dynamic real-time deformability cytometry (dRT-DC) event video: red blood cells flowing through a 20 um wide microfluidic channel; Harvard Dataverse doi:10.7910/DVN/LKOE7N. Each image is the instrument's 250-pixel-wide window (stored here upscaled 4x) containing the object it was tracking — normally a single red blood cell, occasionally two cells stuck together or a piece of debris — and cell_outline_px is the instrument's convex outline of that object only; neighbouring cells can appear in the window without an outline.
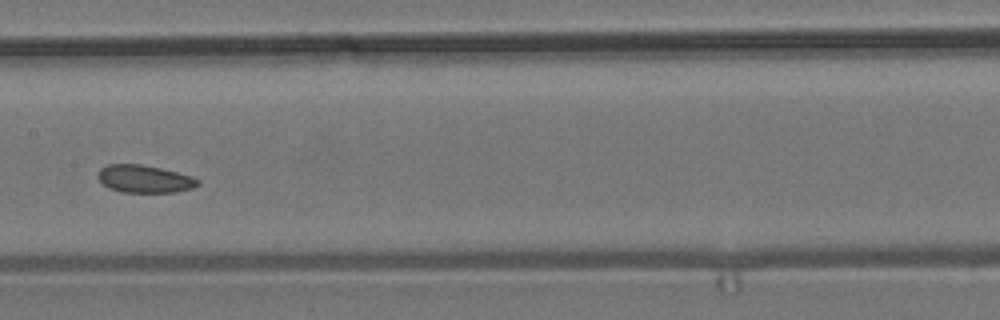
{"species": "common noctule bat (a hibernating species)", "species_latin": "Nyctalus noctula", "temperature_condition": "room temperature", "stored_images_in_passage": 14, "camera_frame_rate_fps": 3000, "um_per_image_px": 0.085, "animal": {"sex": "male", "body_mass_g": 19.2, "forearm_length_mm": 51.8}, "frame": {"image": 1, "passage_image": 7, "time_ms": 8.0, "image_size_px": [1000, 320], "cell_outline_px": [[200, 184], [192, 188], [176, 192], [120, 192], [108, 188], [96, 176], [96, 172], [100, 168], [108, 164], [140, 164], [160, 168], [192, 176], [200, 180]], "centroid_in_image_um": [12.25, 15.21], "position_along_channel_um": 195.1, "area_um2": 16.18}}
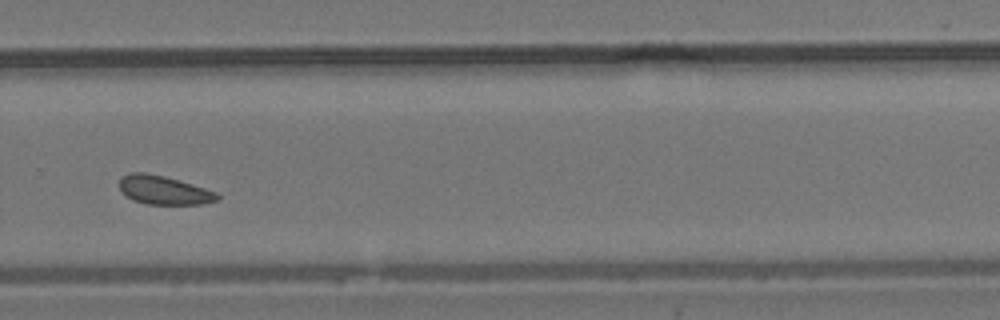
{"frame": {"image": 2, "passage_image": 10, "time_ms": 11.333, "image_size_px": [1000, 320], "cell_outline_px": [[220, 196], [216, 200], [200, 204], [148, 204], [132, 200], [120, 192], [120, 180], [128, 172], [144, 172], [164, 176], [204, 188], [216, 192]], "centroid_in_image_um": [13.87, 16.16], "position_along_channel_um": 315.9, "area_um2": 16.18}}
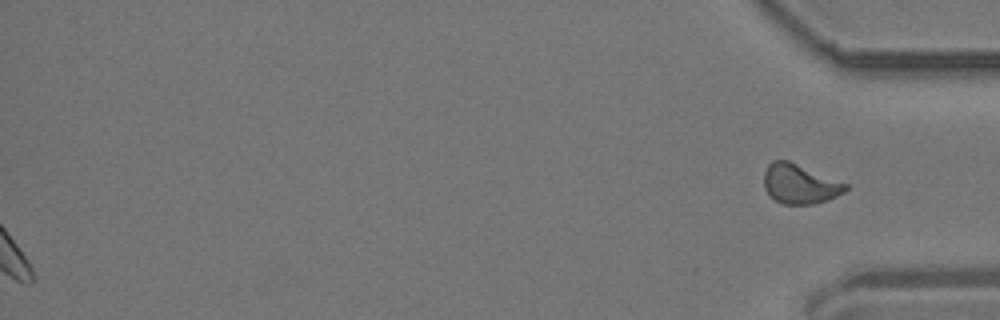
{"frame": {"image": 3, "passage_image": 14, "time_ms": 17.667, "image_size_px": [1000, 320], "cell_outline_px": [[848, 188], [844, 192], [828, 200], [812, 204], [784, 204], [776, 200], [764, 188], [764, 172], [768, 164], [772, 160], [788, 160], [848, 184]], "centroid_in_image_um": [67.98, 15.63], "position_along_channel_um": 367.2, "area_um2": 18.67}, "authors_computed_cell_mechanics": {"area_um2": 17.0799, "velocity_mm_per_s": 3.6314, "shape_relaxation_time_tau1_ms": 3.4884, "shape_relaxation_time_tau2_ms": null, "deformation_change_tau1": null, "deformation_change_tau2": null}}